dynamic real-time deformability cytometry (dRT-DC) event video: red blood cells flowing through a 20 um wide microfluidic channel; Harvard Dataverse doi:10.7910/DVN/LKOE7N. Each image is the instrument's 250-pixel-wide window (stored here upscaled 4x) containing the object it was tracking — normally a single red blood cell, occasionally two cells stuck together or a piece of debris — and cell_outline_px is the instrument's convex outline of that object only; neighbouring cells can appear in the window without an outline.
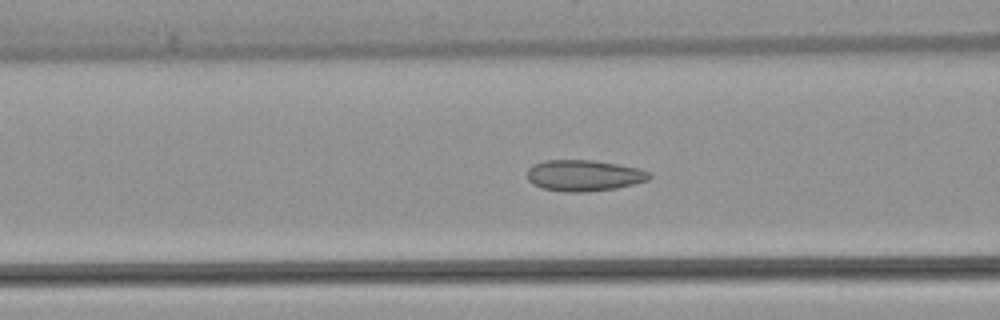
{"species": "common noctule bat (a hibernating species)", "species_latin": "Nyctalus noctula", "temperature_condition": "warm", "stored_images_in_passage": 54, "camera_frame_rate_fps": 3000, "um_per_image_px": 0.085, "animal": {"sex": "female", "body_mass_g": 22.7, "forearm_length_mm": 54.2}, "frame": {"image": 1, "passage_image": 21, "time_ms": 6.667, "image_size_px": [1000, 320], "cell_outline_px": [[652, 176], [648, 180], [616, 188], [584, 192], [564, 192], [540, 188], [532, 184], [528, 180], [528, 168], [532, 164], [544, 160], [592, 160], [640, 168], [652, 172]], "centroid_in_image_um": [49.62, 14.91], "position_along_channel_um": 117.0, "area_um2": 22.37}}
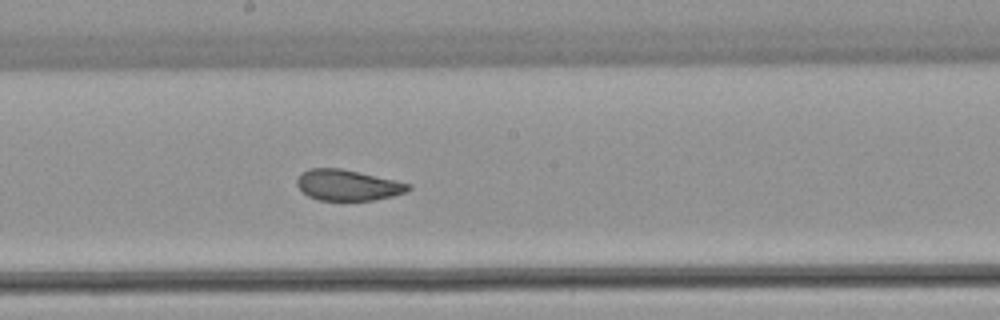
{"frame": {"image": 2, "passage_image": 29, "time_ms": 9.333, "image_size_px": [1000, 320], "cell_outline_px": [[412, 188], [408, 192], [392, 196], [372, 200], [320, 200], [308, 196], [296, 184], [296, 180], [308, 168], [340, 168], [396, 180], [412, 184]], "centroid_in_image_um": [29.6, 15.73], "position_along_channel_um": 218.6, "area_um2": 19.94}}
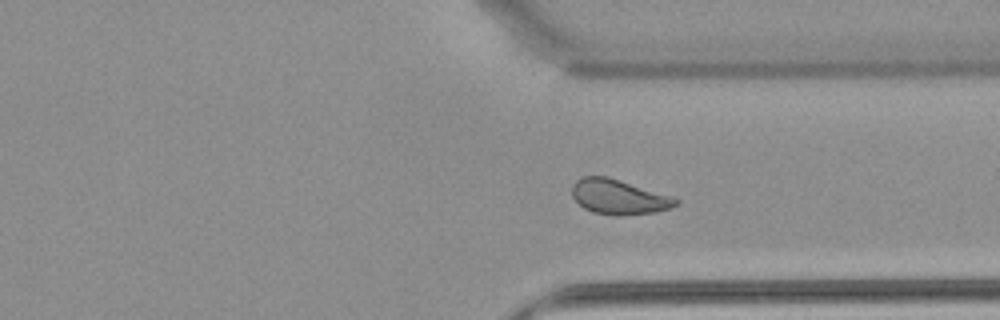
{"frame": {"image": 3, "passage_image": 40, "time_ms": 13.0, "image_size_px": [1000, 320], "cell_outline_px": [[680, 204], [656, 212], [620, 216], [616, 216], [592, 212], [584, 208], [572, 196], [572, 184], [576, 180], [584, 176], [608, 176], [672, 196], [680, 200]], "centroid_in_image_um": [52.6, 16.74], "position_along_channel_um": 358.8, "area_um2": 21.21}, "authors_computed_cell_mechanics": {"area_um2": 22.2241, "velocity_mm_per_s": 3.8199, "shape_relaxation_time_tau1_ms": null, "shape_relaxation_time_tau2_ms": 0.9782, "deformation_change_tau1": null, "deformation_change_tau2": 0.0682}}